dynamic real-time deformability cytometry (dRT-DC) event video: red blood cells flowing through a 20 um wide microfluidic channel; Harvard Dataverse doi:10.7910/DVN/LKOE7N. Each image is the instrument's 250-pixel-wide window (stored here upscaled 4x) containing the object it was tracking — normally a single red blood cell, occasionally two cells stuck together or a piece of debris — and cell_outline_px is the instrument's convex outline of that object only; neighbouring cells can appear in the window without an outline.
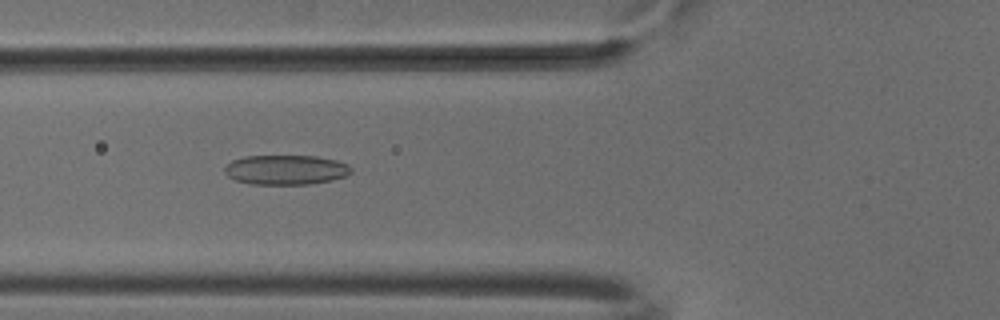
{"species": "common noctule bat (a hibernating species)", "species_latin": "Nyctalus noctula", "temperature_condition": "cold", "stored_images_in_passage": 52, "camera_frame_rate_fps": 3000, "um_per_image_px": 0.085, "animal": {"sex": "male", "body_mass_g": 18.8}, "frame": {"image": 1, "passage_image": 20, "time_ms": 6.333, "image_size_px": [1000, 320], "cell_outline_px": [[352, 172], [344, 176], [332, 180], [308, 184], [252, 184], [236, 180], [228, 176], [224, 172], [224, 168], [232, 160], [244, 156], [316, 156], [336, 160], [348, 164], [352, 168]], "centroid_in_image_um": [24.3, 14.43], "position_along_channel_um": 101.5, "area_um2": 21.85}}
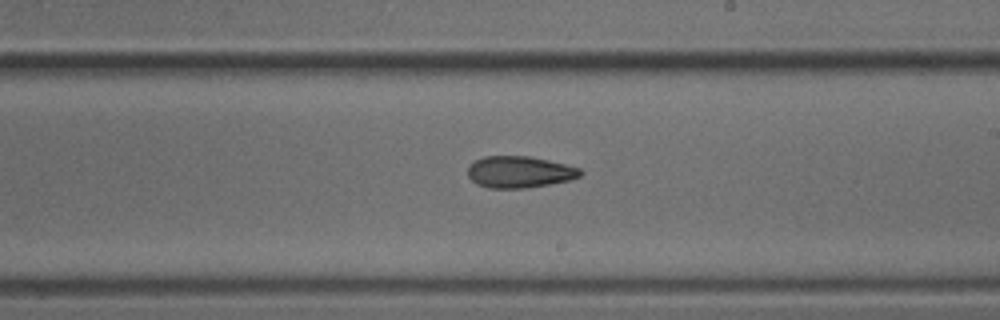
{"frame": {"image": 2, "passage_image": 31, "time_ms": 10.0, "image_size_px": [1000, 320], "cell_outline_px": [[584, 172], [580, 176], [568, 180], [548, 184], [524, 188], [488, 188], [476, 184], [468, 176], [468, 164], [484, 156], [528, 156], [548, 160], [580, 168]], "centroid_in_image_um": [44.12, 14.61], "position_along_channel_um": 244.9, "area_um2": 20.69}}
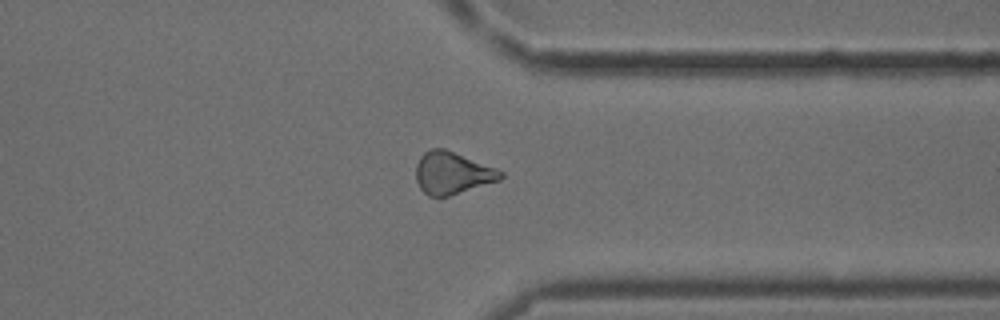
{"frame": {"image": 3, "passage_image": 41, "time_ms": 13.333, "image_size_px": [1000, 320], "cell_outline_px": [[504, 176], [500, 180], [448, 196], [428, 196], [420, 188], [416, 180], [416, 164], [420, 156], [424, 152], [432, 148], [444, 148], [496, 168], [504, 172]], "centroid_in_image_um": [38.43, 14.7], "position_along_channel_um": 373.0, "area_um2": 20.75}, "authors_computed_cell_mechanics": {"area_um2": 21.3571, "velocity_mm_per_s": 3.8905, "shape_relaxation_time_tau1_ms": null, "shape_relaxation_time_tau2_ms": 10.5195, "deformation_change_tau1": null, "deformation_change_tau2": 0.2332}}